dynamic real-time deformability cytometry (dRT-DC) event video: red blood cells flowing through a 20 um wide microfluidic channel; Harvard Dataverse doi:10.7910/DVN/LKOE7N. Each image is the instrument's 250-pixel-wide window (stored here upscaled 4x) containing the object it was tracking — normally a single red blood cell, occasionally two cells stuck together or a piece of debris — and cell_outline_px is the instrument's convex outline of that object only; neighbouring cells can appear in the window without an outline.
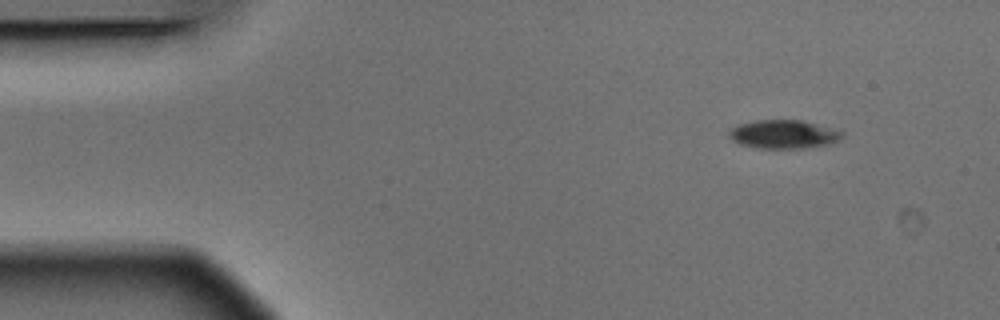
{"species": "Egyptian fruit bat (a non-hibernating species)", "species_latin": "Rousettus aegyptiacus", "temperature_condition": "warm", "stored_images_in_passage": 10, "camera_frame_rate_fps": 3000, "um_per_image_px": 0.085, "animal": {"sex": "male"}, "frame": {"image": 1, "passage_image": 2, "time_ms": 0.333, "image_size_px": [1000, 320], "cell_outline_px": [[844, 136], [840, 140], [828, 144], [804, 148], [760, 148], [740, 144], [732, 140], [728, 136], [728, 132], [736, 124], [756, 120], [800, 120], [832, 128], [844, 132]], "centroid_in_image_um": [66.59, 11.41], "position_along_channel_um": 18.4, "area_um2": 18.84}}
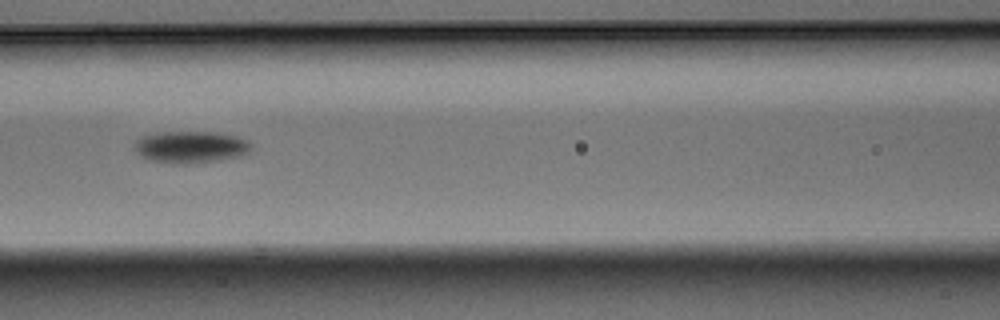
{"frame": {"image": 2, "passage_image": 7, "time_ms": 2.0, "image_size_px": [1000, 320], "cell_outline_px": [[252, 152], [240, 156], [220, 160], [184, 164], [176, 164], [148, 160], [140, 156], [132, 148], [136, 140], [140, 136], [160, 132], [220, 132], [236, 136], [248, 140], [252, 144]], "centroid_in_image_um": [16.21, 12.49], "position_along_channel_um": 150.4, "area_um2": 22.2}}
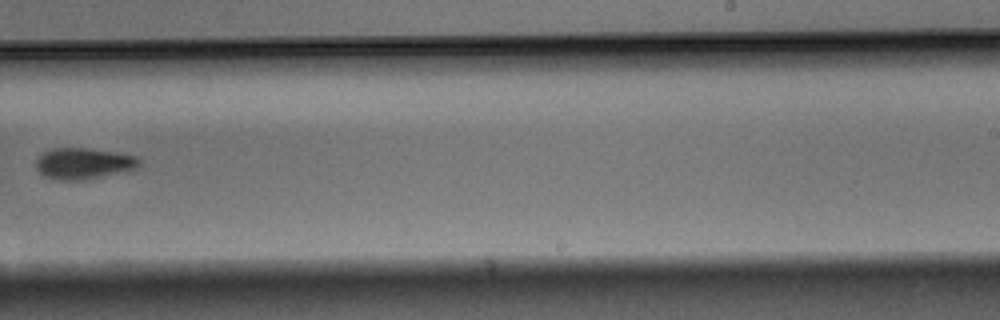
{"frame": {"image": 3, "passage_image": 10, "time_ms": 3.0, "image_size_px": [1000, 320], "cell_outline_px": [[140, 164], [136, 168], [128, 172], [84, 180], [60, 180], [44, 176], [36, 168], [36, 160], [44, 152], [52, 148], [88, 148], [116, 152], [136, 156], [140, 160]], "centroid_in_image_um": [7.14, 13.9], "position_along_channel_um": 281.9, "area_um2": 18.96}}